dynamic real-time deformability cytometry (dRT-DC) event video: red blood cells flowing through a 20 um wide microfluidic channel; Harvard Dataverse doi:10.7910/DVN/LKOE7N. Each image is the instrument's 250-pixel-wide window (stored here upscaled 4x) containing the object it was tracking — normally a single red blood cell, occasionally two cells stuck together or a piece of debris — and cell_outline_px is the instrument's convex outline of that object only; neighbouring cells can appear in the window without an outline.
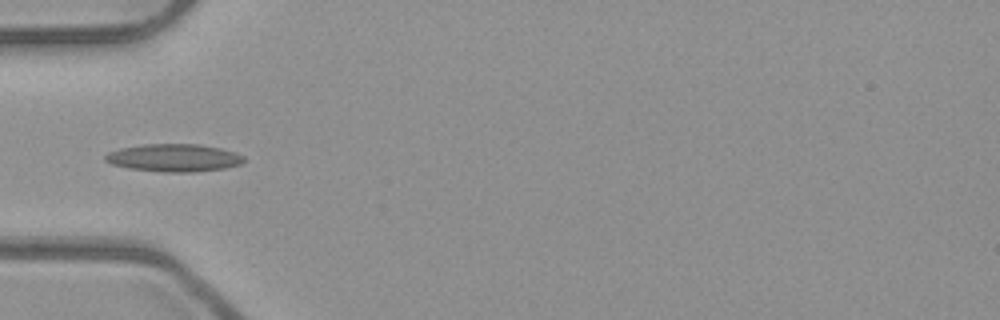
{"species": "common noctule bat (a hibernating species)", "species_latin": "Nyctalus noctula", "temperature_condition": "room temperature", "stored_images_in_passage": 5, "camera_frame_rate_fps": 3000, "um_per_image_px": 0.085, "animal": {"sex": "male", "body_mass_g": 23.1, "forearm_length_mm": 52.7}, "frame": {"image": 1, "passage_image": 4, "time_ms": 1.0, "image_size_px": [1000, 320], "cell_outline_px": [[244, 160], [240, 164], [224, 168], [196, 172], [164, 172], [128, 168], [112, 164], [104, 160], [104, 156], [108, 152], [120, 148], [144, 144], [200, 144], [220, 148], [236, 152], [244, 156]], "centroid_in_image_um": [14.78, 13.41], "position_along_channel_um": 70.2, "area_um2": 22.43}}
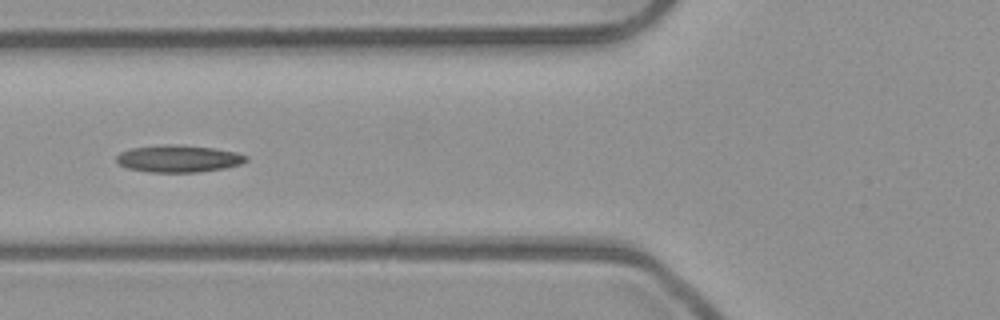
{"frame": {"image": 2, "passage_image": 5, "time_ms": 1.333, "image_size_px": [1000, 320], "cell_outline_px": [[248, 160], [240, 164], [224, 168], [196, 172], [148, 172], [128, 168], [120, 164], [116, 160], [116, 156], [120, 152], [132, 148], [164, 144], [176, 144], [212, 148], [236, 152], [248, 156]], "centroid_in_image_um": [15.17, 13.48], "position_along_channel_um": 110.6, "area_um2": 20.4}}